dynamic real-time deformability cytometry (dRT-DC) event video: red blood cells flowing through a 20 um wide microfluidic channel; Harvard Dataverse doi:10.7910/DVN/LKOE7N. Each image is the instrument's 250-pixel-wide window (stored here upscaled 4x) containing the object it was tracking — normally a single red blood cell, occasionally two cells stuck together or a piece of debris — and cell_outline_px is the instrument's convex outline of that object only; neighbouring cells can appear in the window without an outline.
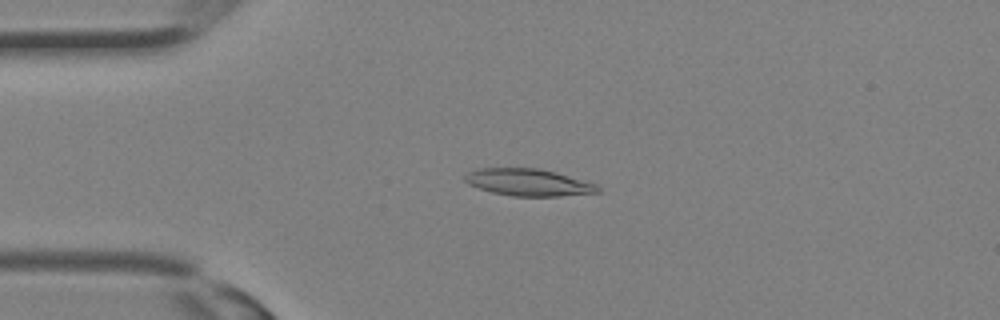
{"species": "Egyptian fruit bat (a non-hibernating species)", "species_latin": "Rousettus aegyptiacus", "temperature_condition": "room temperature", "stored_images_in_passage": 5, "camera_frame_rate_fps": 3000, "um_per_image_px": 0.085, "animal": {"sex": "female"}, "frame": {"image": 1, "passage_image": 1, "time_ms": 0.0, "image_size_px": [1000, 320], "cell_outline_px": [[600, 192], [560, 196], [512, 196], [492, 192], [468, 184], [464, 180], [464, 176], [468, 172], [480, 168], [540, 168], [556, 172], [596, 184], [600, 188]], "centroid_in_image_um": [44.91, 15.5], "position_along_channel_um": 40.1, "area_um2": 20.87}}
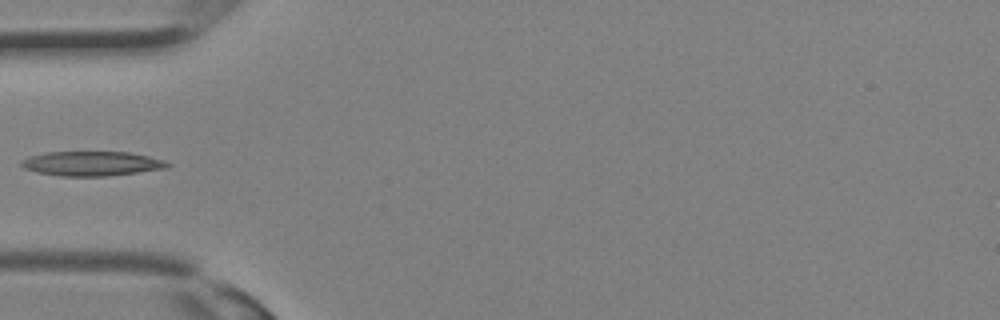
{"frame": {"image": 2, "passage_image": 4, "time_ms": 1.0, "image_size_px": [1000, 320], "cell_outline_px": [[172, 164], [168, 168], [108, 176], [60, 176], [36, 172], [24, 168], [20, 164], [20, 160], [28, 156], [44, 152], [128, 152], [148, 156], [164, 160]], "centroid_in_image_um": [7.78, 13.9], "position_along_channel_um": 77.2, "area_um2": 21.04}}